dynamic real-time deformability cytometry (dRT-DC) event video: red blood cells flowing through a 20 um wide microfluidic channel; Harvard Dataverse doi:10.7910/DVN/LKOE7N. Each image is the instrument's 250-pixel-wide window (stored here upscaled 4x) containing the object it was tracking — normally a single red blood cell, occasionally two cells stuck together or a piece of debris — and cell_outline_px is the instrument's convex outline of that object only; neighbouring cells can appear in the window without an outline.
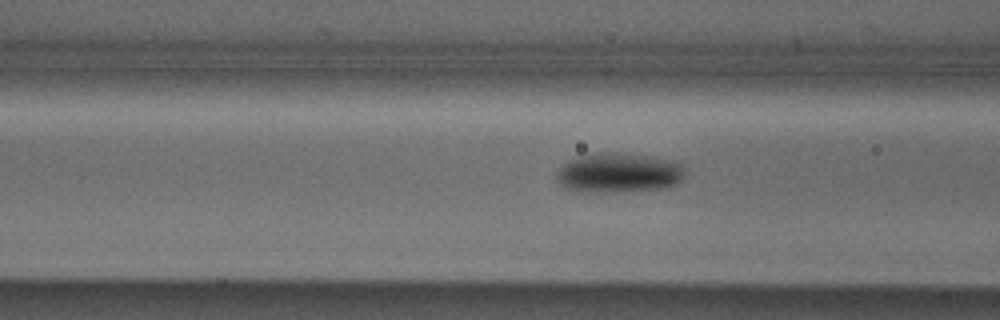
{"species": "Egyptian fruit bat (a non-hibernating species)", "species_latin": "Rousettus aegyptiacus", "temperature_condition": "cold", "stored_images_in_passage": 9, "camera_frame_rate_fps": 3000, "um_per_image_px": 0.085, "animal": {"sex": "male"}, "frame": {"image": 1, "passage_image": 7, "time_ms": 2.0, "image_size_px": [1000, 320], "cell_outline_px": [[684, 176], [676, 184], [664, 188], [588, 192], [580, 192], [568, 188], [560, 184], [556, 180], [556, 172], [568, 160], [580, 156], [600, 152], [616, 152], [652, 156], [684, 164]], "centroid_in_image_um": [52.58, 14.67], "position_along_channel_um": 114.0, "area_um2": 29.48}}